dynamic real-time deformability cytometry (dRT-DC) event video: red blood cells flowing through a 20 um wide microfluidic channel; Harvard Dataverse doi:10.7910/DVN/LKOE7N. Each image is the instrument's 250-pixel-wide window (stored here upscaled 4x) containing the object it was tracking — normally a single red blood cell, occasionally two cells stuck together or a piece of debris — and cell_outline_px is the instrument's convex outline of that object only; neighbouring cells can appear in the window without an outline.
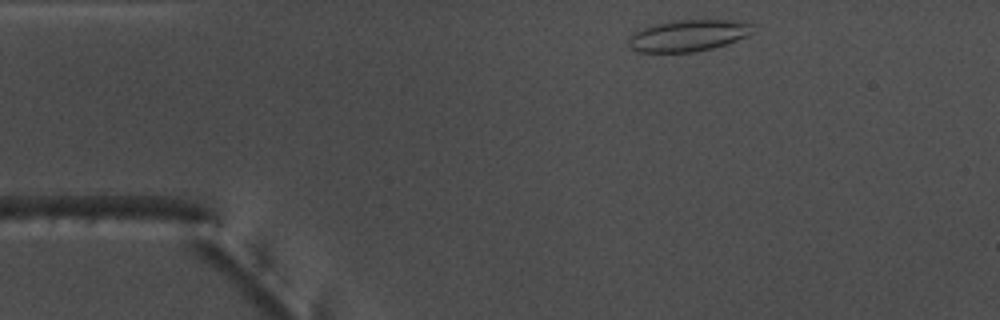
{"species": "common noctule bat (a hibernating species)", "species_latin": "Nyctalus noctula", "temperature_condition": "warm", "stored_images_in_passage": 38, "camera_frame_rate_fps": 3000, "um_per_image_px": 0.085, "animal": {"sex": "male", "body_mass_g": 17.5, "forearm_length_mm": 52.3}, "frame": {"image": 1, "passage_image": 2, "time_ms": 0.333, "image_size_px": [1000, 320], "cell_outline_px": [[756, 24], [752, 32], [736, 40], [712, 48], [696, 52], [636, 52], [628, 48], [628, 36], [632, 32], [656, 24], [676, 20], [736, 20]], "centroid_in_image_um": [58.46, 3.02], "position_along_channel_um": 26.5, "area_um2": 22.95}}
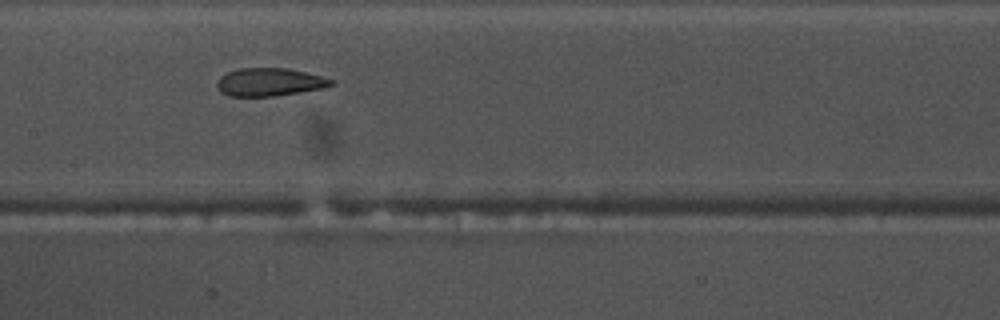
{"frame": {"image": 2, "passage_image": 19, "time_ms": 6.0, "image_size_px": [1000, 320], "cell_outline_px": [[336, 84], [324, 88], [300, 92], [272, 96], [228, 96], [220, 92], [216, 84], [220, 76], [236, 68], [288, 68], [320, 76], [332, 80]], "centroid_in_image_um": [22.88, 6.97], "position_along_channel_um": 184.5, "area_um2": 18.61}}
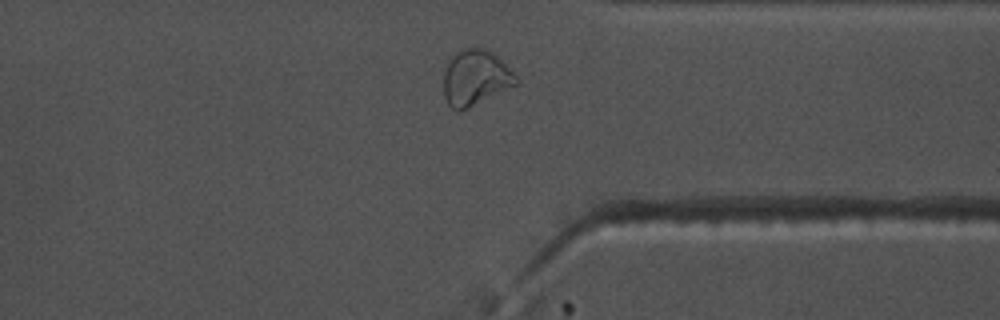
{"frame": {"image": 3, "passage_image": 34, "time_ms": 11.0, "image_size_px": [1000, 320], "cell_outline_px": [[520, 84], [468, 108], [452, 108], [448, 104], [444, 96], [444, 72], [448, 64], [456, 52], [460, 48], [484, 48], [492, 52], [520, 80]], "centroid_in_image_um": [40.44, 6.61], "position_along_channel_um": 371.0, "area_um2": 23.18}, "authors_computed_cell_mechanics": {"area_um2": 20.2011, "velocity_mm_per_s": 3.7847, "shape_relaxation_time_tau1_ms": null, "shape_relaxation_time_tau2_ms": 1.7095, "deformation_change_tau1": null, "deformation_change_tau2": 0.0995}}